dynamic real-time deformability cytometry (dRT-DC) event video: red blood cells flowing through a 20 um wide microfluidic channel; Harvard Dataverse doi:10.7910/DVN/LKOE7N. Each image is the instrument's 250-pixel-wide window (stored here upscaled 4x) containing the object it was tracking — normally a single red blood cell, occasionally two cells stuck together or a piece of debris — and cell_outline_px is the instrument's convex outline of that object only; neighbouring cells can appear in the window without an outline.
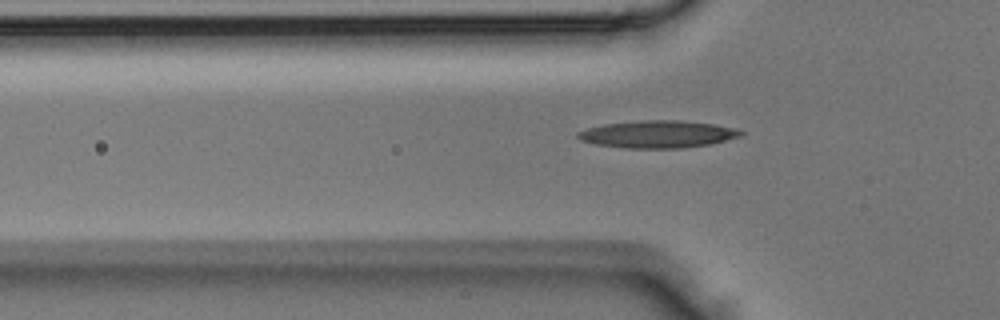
{"species": "Egyptian fruit bat (a non-hibernating species)", "species_latin": "Rousettus aegyptiacus", "temperature_condition": "room temperature", "stored_images_in_passage": 5, "camera_frame_rate_fps": 3000, "um_per_image_px": 0.085, "animal": {"sex": "male"}, "frame": {"image": 1, "passage_image": 5, "time_ms": 1.333, "image_size_px": [1000, 320], "cell_outline_px": [[744, 132], [740, 136], [708, 144], [680, 148], [624, 148], [596, 144], [580, 140], [576, 136], [576, 132], [588, 128], [604, 124], [640, 120], [680, 120], [716, 124], [736, 128]], "centroid_in_image_um": [55.88, 11.4], "position_along_channel_um": 69.9, "area_um2": 25.89}}